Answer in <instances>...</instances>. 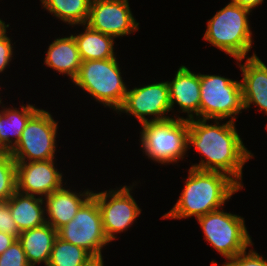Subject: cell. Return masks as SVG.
<instances>
[{
  "label": "cell",
  "instance_id": "cell-7",
  "mask_svg": "<svg viewBox=\"0 0 267 266\" xmlns=\"http://www.w3.org/2000/svg\"><path fill=\"white\" fill-rule=\"evenodd\" d=\"M197 221L204 239L226 260L253 246L244 218L225 212L223 207L197 218Z\"/></svg>",
  "mask_w": 267,
  "mask_h": 266
},
{
  "label": "cell",
  "instance_id": "cell-24",
  "mask_svg": "<svg viewBox=\"0 0 267 266\" xmlns=\"http://www.w3.org/2000/svg\"><path fill=\"white\" fill-rule=\"evenodd\" d=\"M16 191V162L9 152L0 151V201L6 202Z\"/></svg>",
  "mask_w": 267,
  "mask_h": 266
},
{
  "label": "cell",
  "instance_id": "cell-25",
  "mask_svg": "<svg viewBox=\"0 0 267 266\" xmlns=\"http://www.w3.org/2000/svg\"><path fill=\"white\" fill-rule=\"evenodd\" d=\"M212 266H218L217 262L212 260ZM221 266H267V260L259 255L257 251L250 249L237 254L235 257L226 260Z\"/></svg>",
  "mask_w": 267,
  "mask_h": 266
},
{
  "label": "cell",
  "instance_id": "cell-5",
  "mask_svg": "<svg viewBox=\"0 0 267 266\" xmlns=\"http://www.w3.org/2000/svg\"><path fill=\"white\" fill-rule=\"evenodd\" d=\"M117 58L82 61L72 82L104 107L117 111L127 93Z\"/></svg>",
  "mask_w": 267,
  "mask_h": 266
},
{
  "label": "cell",
  "instance_id": "cell-2",
  "mask_svg": "<svg viewBox=\"0 0 267 266\" xmlns=\"http://www.w3.org/2000/svg\"><path fill=\"white\" fill-rule=\"evenodd\" d=\"M184 186L174 207L161 218L197 219L222 208L234 193L243 189L225 173L194 168L188 170Z\"/></svg>",
  "mask_w": 267,
  "mask_h": 266
},
{
  "label": "cell",
  "instance_id": "cell-26",
  "mask_svg": "<svg viewBox=\"0 0 267 266\" xmlns=\"http://www.w3.org/2000/svg\"><path fill=\"white\" fill-rule=\"evenodd\" d=\"M0 266H30L18 239L0 255Z\"/></svg>",
  "mask_w": 267,
  "mask_h": 266
},
{
  "label": "cell",
  "instance_id": "cell-4",
  "mask_svg": "<svg viewBox=\"0 0 267 266\" xmlns=\"http://www.w3.org/2000/svg\"><path fill=\"white\" fill-rule=\"evenodd\" d=\"M175 117L141 124L142 152L161 165L178 163L188 151V120L182 116Z\"/></svg>",
  "mask_w": 267,
  "mask_h": 266
},
{
  "label": "cell",
  "instance_id": "cell-15",
  "mask_svg": "<svg viewBox=\"0 0 267 266\" xmlns=\"http://www.w3.org/2000/svg\"><path fill=\"white\" fill-rule=\"evenodd\" d=\"M170 94V108L177 104L182 113H187V120L200 118V73H194L181 65L172 81H167Z\"/></svg>",
  "mask_w": 267,
  "mask_h": 266
},
{
  "label": "cell",
  "instance_id": "cell-16",
  "mask_svg": "<svg viewBox=\"0 0 267 266\" xmlns=\"http://www.w3.org/2000/svg\"><path fill=\"white\" fill-rule=\"evenodd\" d=\"M92 190L76 193L62 187L44 198L46 223L58 230L72 220L81 206L92 196Z\"/></svg>",
  "mask_w": 267,
  "mask_h": 266
},
{
  "label": "cell",
  "instance_id": "cell-28",
  "mask_svg": "<svg viewBox=\"0 0 267 266\" xmlns=\"http://www.w3.org/2000/svg\"><path fill=\"white\" fill-rule=\"evenodd\" d=\"M0 232L11 234L16 238L20 235L9 207L6 205V202L2 201H0Z\"/></svg>",
  "mask_w": 267,
  "mask_h": 266
},
{
  "label": "cell",
  "instance_id": "cell-11",
  "mask_svg": "<svg viewBox=\"0 0 267 266\" xmlns=\"http://www.w3.org/2000/svg\"><path fill=\"white\" fill-rule=\"evenodd\" d=\"M170 108L169 85L167 81L147 84L128 89L122 106L116 113L135 116L140 124L167 120ZM145 116H153L148 119Z\"/></svg>",
  "mask_w": 267,
  "mask_h": 266
},
{
  "label": "cell",
  "instance_id": "cell-14",
  "mask_svg": "<svg viewBox=\"0 0 267 266\" xmlns=\"http://www.w3.org/2000/svg\"><path fill=\"white\" fill-rule=\"evenodd\" d=\"M245 63L238 59L237 64L242 71L241 80L244 110L258 106L267 115V65L253 52L247 56Z\"/></svg>",
  "mask_w": 267,
  "mask_h": 266
},
{
  "label": "cell",
  "instance_id": "cell-31",
  "mask_svg": "<svg viewBox=\"0 0 267 266\" xmlns=\"http://www.w3.org/2000/svg\"><path fill=\"white\" fill-rule=\"evenodd\" d=\"M82 266H104L102 255L92 256Z\"/></svg>",
  "mask_w": 267,
  "mask_h": 266
},
{
  "label": "cell",
  "instance_id": "cell-17",
  "mask_svg": "<svg viewBox=\"0 0 267 266\" xmlns=\"http://www.w3.org/2000/svg\"><path fill=\"white\" fill-rule=\"evenodd\" d=\"M6 205L19 232H23L46 223L44 198L35 195L23 194L16 191L7 201Z\"/></svg>",
  "mask_w": 267,
  "mask_h": 266
},
{
  "label": "cell",
  "instance_id": "cell-13",
  "mask_svg": "<svg viewBox=\"0 0 267 266\" xmlns=\"http://www.w3.org/2000/svg\"><path fill=\"white\" fill-rule=\"evenodd\" d=\"M56 159L47 161L16 162L17 191L23 194L46 197L62 188V173L55 168Z\"/></svg>",
  "mask_w": 267,
  "mask_h": 266
},
{
  "label": "cell",
  "instance_id": "cell-32",
  "mask_svg": "<svg viewBox=\"0 0 267 266\" xmlns=\"http://www.w3.org/2000/svg\"><path fill=\"white\" fill-rule=\"evenodd\" d=\"M5 22L3 20L0 19V30L5 26Z\"/></svg>",
  "mask_w": 267,
  "mask_h": 266
},
{
  "label": "cell",
  "instance_id": "cell-8",
  "mask_svg": "<svg viewBox=\"0 0 267 266\" xmlns=\"http://www.w3.org/2000/svg\"><path fill=\"white\" fill-rule=\"evenodd\" d=\"M57 129L58 122L53 119L50 112L39 108L29 119L20 140L9 153L15 162L54 159Z\"/></svg>",
  "mask_w": 267,
  "mask_h": 266
},
{
  "label": "cell",
  "instance_id": "cell-21",
  "mask_svg": "<svg viewBox=\"0 0 267 266\" xmlns=\"http://www.w3.org/2000/svg\"><path fill=\"white\" fill-rule=\"evenodd\" d=\"M84 32L72 34L82 61L116 58L114 37L103 34L83 24Z\"/></svg>",
  "mask_w": 267,
  "mask_h": 266
},
{
  "label": "cell",
  "instance_id": "cell-6",
  "mask_svg": "<svg viewBox=\"0 0 267 266\" xmlns=\"http://www.w3.org/2000/svg\"><path fill=\"white\" fill-rule=\"evenodd\" d=\"M244 110L241 81L200 73V118L235 122Z\"/></svg>",
  "mask_w": 267,
  "mask_h": 266
},
{
  "label": "cell",
  "instance_id": "cell-23",
  "mask_svg": "<svg viewBox=\"0 0 267 266\" xmlns=\"http://www.w3.org/2000/svg\"><path fill=\"white\" fill-rule=\"evenodd\" d=\"M92 255L84 248L56 237L47 266H82Z\"/></svg>",
  "mask_w": 267,
  "mask_h": 266
},
{
  "label": "cell",
  "instance_id": "cell-10",
  "mask_svg": "<svg viewBox=\"0 0 267 266\" xmlns=\"http://www.w3.org/2000/svg\"><path fill=\"white\" fill-rule=\"evenodd\" d=\"M136 186H120L118 189H109L94 193L100 209L103 230L109 242L117 239L116 234L128 230L136 218L141 214L136 200L131 195L132 188Z\"/></svg>",
  "mask_w": 267,
  "mask_h": 266
},
{
  "label": "cell",
  "instance_id": "cell-29",
  "mask_svg": "<svg viewBox=\"0 0 267 266\" xmlns=\"http://www.w3.org/2000/svg\"><path fill=\"white\" fill-rule=\"evenodd\" d=\"M17 238L11 234L0 232V255L15 241Z\"/></svg>",
  "mask_w": 267,
  "mask_h": 266
},
{
  "label": "cell",
  "instance_id": "cell-20",
  "mask_svg": "<svg viewBox=\"0 0 267 266\" xmlns=\"http://www.w3.org/2000/svg\"><path fill=\"white\" fill-rule=\"evenodd\" d=\"M0 151L10 152L18 143L29 119L39 110L32 104L12 108L1 105ZM15 138V139H13Z\"/></svg>",
  "mask_w": 267,
  "mask_h": 266
},
{
  "label": "cell",
  "instance_id": "cell-22",
  "mask_svg": "<svg viewBox=\"0 0 267 266\" xmlns=\"http://www.w3.org/2000/svg\"><path fill=\"white\" fill-rule=\"evenodd\" d=\"M42 7L69 26L86 24L91 0H40Z\"/></svg>",
  "mask_w": 267,
  "mask_h": 266
},
{
  "label": "cell",
  "instance_id": "cell-27",
  "mask_svg": "<svg viewBox=\"0 0 267 266\" xmlns=\"http://www.w3.org/2000/svg\"><path fill=\"white\" fill-rule=\"evenodd\" d=\"M9 27V24H6L1 30H0V73H3L6 67L10 64L12 61V57L14 56L13 47L11 38L7 36V28ZM13 55V56H12Z\"/></svg>",
  "mask_w": 267,
  "mask_h": 266
},
{
  "label": "cell",
  "instance_id": "cell-30",
  "mask_svg": "<svg viewBox=\"0 0 267 266\" xmlns=\"http://www.w3.org/2000/svg\"><path fill=\"white\" fill-rule=\"evenodd\" d=\"M263 1L264 0H231L232 3L237 4L246 9H249L251 12L255 7L261 5Z\"/></svg>",
  "mask_w": 267,
  "mask_h": 266
},
{
  "label": "cell",
  "instance_id": "cell-12",
  "mask_svg": "<svg viewBox=\"0 0 267 266\" xmlns=\"http://www.w3.org/2000/svg\"><path fill=\"white\" fill-rule=\"evenodd\" d=\"M86 25L115 39L139 30L128 0H91Z\"/></svg>",
  "mask_w": 267,
  "mask_h": 266
},
{
  "label": "cell",
  "instance_id": "cell-1",
  "mask_svg": "<svg viewBox=\"0 0 267 266\" xmlns=\"http://www.w3.org/2000/svg\"><path fill=\"white\" fill-rule=\"evenodd\" d=\"M207 121L210 120H188V148L195 147L202 156L199 164L190 168L225 173L243 188V166L254 157L253 153L244 146L235 122L229 120L221 125L216 119L214 124Z\"/></svg>",
  "mask_w": 267,
  "mask_h": 266
},
{
  "label": "cell",
  "instance_id": "cell-19",
  "mask_svg": "<svg viewBox=\"0 0 267 266\" xmlns=\"http://www.w3.org/2000/svg\"><path fill=\"white\" fill-rule=\"evenodd\" d=\"M44 61L45 65L61 75H67L72 81L77 76L82 63L73 35L55 38L49 44Z\"/></svg>",
  "mask_w": 267,
  "mask_h": 266
},
{
  "label": "cell",
  "instance_id": "cell-9",
  "mask_svg": "<svg viewBox=\"0 0 267 266\" xmlns=\"http://www.w3.org/2000/svg\"><path fill=\"white\" fill-rule=\"evenodd\" d=\"M64 241L80 246L92 256L102 255L110 242L106 238L97 200L91 196L78 210L75 217L57 230Z\"/></svg>",
  "mask_w": 267,
  "mask_h": 266
},
{
  "label": "cell",
  "instance_id": "cell-3",
  "mask_svg": "<svg viewBox=\"0 0 267 266\" xmlns=\"http://www.w3.org/2000/svg\"><path fill=\"white\" fill-rule=\"evenodd\" d=\"M250 13L230 1L208 20L203 39L235 60L245 59L253 44Z\"/></svg>",
  "mask_w": 267,
  "mask_h": 266
},
{
  "label": "cell",
  "instance_id": "cell-18",
  "mask_svg": "<svg viewBox=\"0 0 267 266\" xmlns=\"http://www.w3.org/2000/svg\"><path fill=\"white\" fill-rule=\"evenodd\" d=\"M56 237L57 230L45 223L39 227L20 232L17 239L22 245L30 266L41 263L47 266Z\"/></svg>",
  "mask_w": 267,
  "mask_h": 266
}]
</instances>
